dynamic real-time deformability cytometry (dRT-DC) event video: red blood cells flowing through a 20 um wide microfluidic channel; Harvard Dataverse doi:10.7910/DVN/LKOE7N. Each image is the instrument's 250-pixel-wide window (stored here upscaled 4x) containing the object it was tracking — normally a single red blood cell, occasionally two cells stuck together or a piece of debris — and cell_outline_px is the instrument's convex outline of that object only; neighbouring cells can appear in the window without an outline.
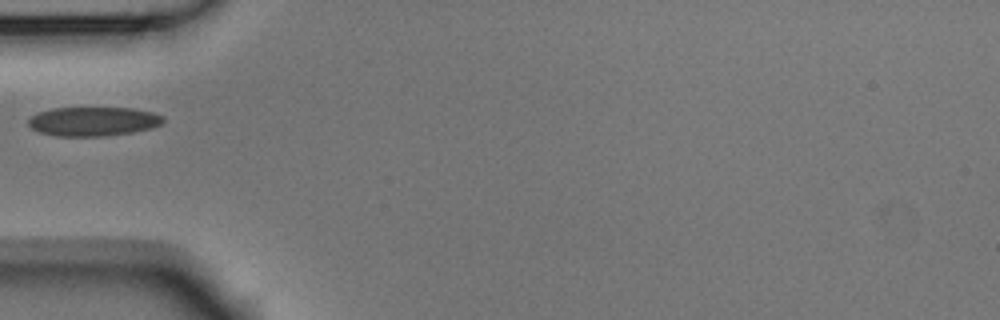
{"species": "Egyptian fruit bat (a non-hibernating species)", "species_latin": "Rousettus aegyptiacus", "temperature_condition": "room temperature", "stored_images_in_passage": 37, "camera_frame_rate_fps": 3000, "um_per_image_px": 0.085, "animal": {"sex": "male"}, "frame": {"image": 1, "passage_image": 1, "time_ms": 0.0, "image_size_px": [1000, 320], "cell_outline_px": [[164, 120], [160, 124], [152, 128], [132, 132], [104, 136], [56, 136], [40, 132], [32, 128], [28, 124], [28, 120], [32, 116], [40, 112], [52, 108], [132, 108], [152, 112], [164, 116]], "centroid_in_image_um": [7.94, 10.32], "position_along_channel_um": 77.1, "area_um2": 22.77}}
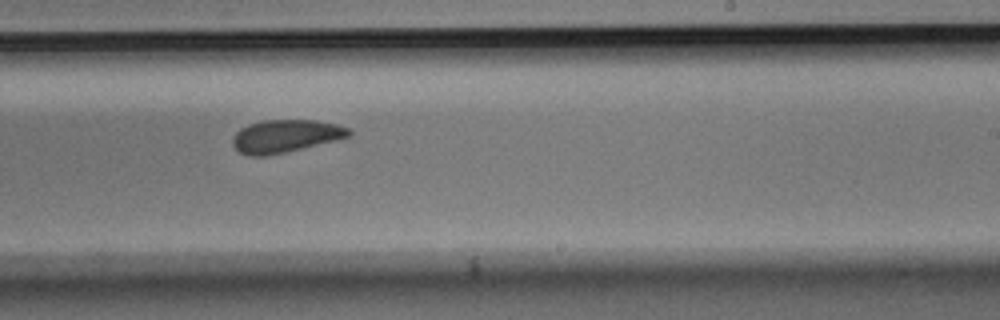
{"frame": {"image": 2, "passage_image": 16, "time_ms": 5.0, "image_size_px": [1000, 320], "cell_outline_px": [[352, 132], [348, 136], [284, 152], [264, 156], [248, 156], [240, 152], [232, 144], [232, 140], [236, 132], [240, 128], [248, 124], [264, 120], [316, 120], [336, 124], [348, 128]], "centroid_in_image_um": [24.2, 11.55], "position_along_channel_um": 264.8, "area_um2": 21.73}}
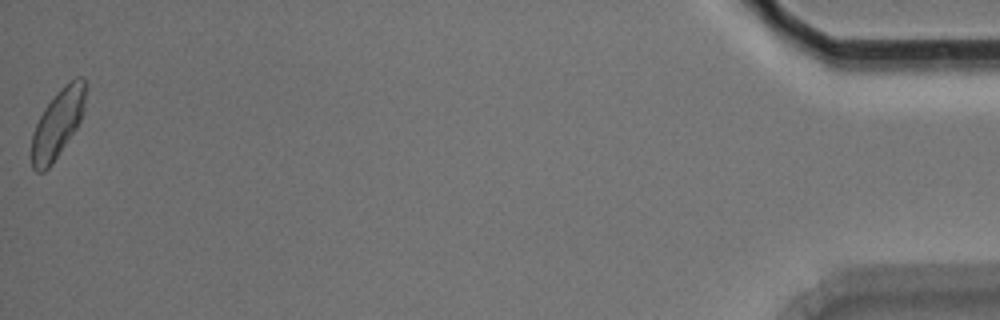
{"frame": {"image": 3, "passage_image": 37, "time_ms": 12.0, "image_size_px": [1000, 320], "cell_outline_px": [[88, 84], [84, 112], [76, 128], [52, 164], [44, 172], [36, 172], [32, 168], [32, 132], [44, 108], [60, 88], [76, 76], [84, 76]], "centroid_in_image_um": [4.94, 10.44], "position_along_channel_um": 430.3, "area_um2": 21.73}}